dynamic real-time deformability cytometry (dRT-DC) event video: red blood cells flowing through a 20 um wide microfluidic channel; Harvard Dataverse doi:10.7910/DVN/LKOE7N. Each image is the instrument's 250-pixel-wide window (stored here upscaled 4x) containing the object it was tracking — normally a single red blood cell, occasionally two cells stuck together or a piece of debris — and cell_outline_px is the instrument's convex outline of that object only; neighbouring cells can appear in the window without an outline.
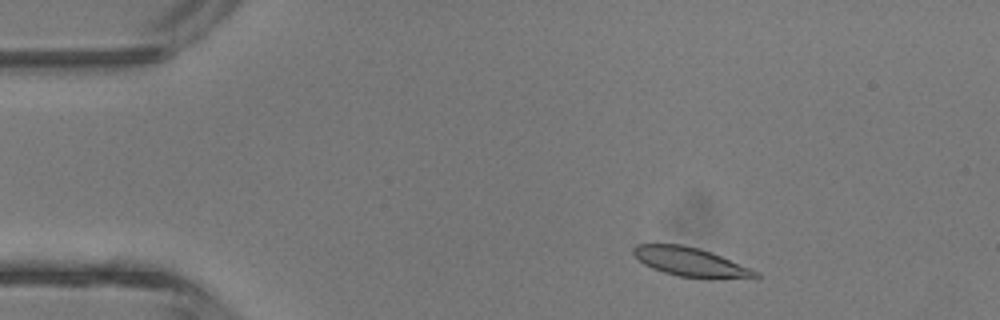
{"species": "common noctule bat (a hibernating species)", "species_latin": "Nyctalus noctula", "temperature_condition": "room temperature", "stored_images_in_passage": 4, "camera_frame_rate_fps": 3000, "um_per_image_px": 0.085, "animal": {"sex": "male", "body_mass_g": 13.3}, "frame": {"image": 1, "passage_image": 2, "time_ms": 1.0, "image_size_px": [1000, 320], "cell_outline_px": [[760, 276], [712, 280], [680, 276], [664, 272], [652, 268], [644, 264], [632, 252], [632, 248], [636, 244], [680, 244], [700, 248], [712, 252], [752, 268], [760, 272]], "centroid_in_image_um": [58.74, 22.28], "position_along_channel_um": 26.3, "area_um2": 20.87}}